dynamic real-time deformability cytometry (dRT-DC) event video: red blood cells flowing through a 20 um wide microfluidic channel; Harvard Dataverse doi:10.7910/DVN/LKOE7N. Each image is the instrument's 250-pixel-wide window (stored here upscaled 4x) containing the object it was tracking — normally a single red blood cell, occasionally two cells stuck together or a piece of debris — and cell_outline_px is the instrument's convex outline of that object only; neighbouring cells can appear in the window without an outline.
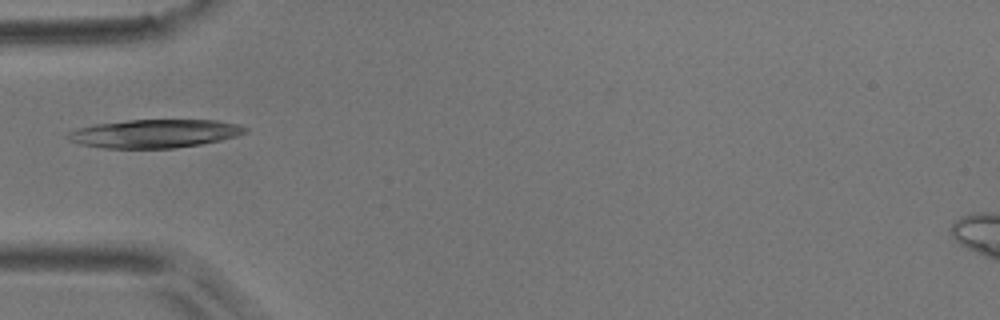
{"species": "common noctule bat (a hibernating species)", "species_latin": "Nyctalus noctula", "temperature_condition": "room temperature", "stored_images_in_passage": 6, "camera_frame_rate_fps": 3000, "um_per_image_px": 0.085, "animal": {"sex": "male", "body_mass_g": 17.9}, "frame": {"image": 1, "passage_image": 5, "time_ms": 4.667, "image_size_px": [1000, 320], "cell_outline_px": [[248, 132], [236, 136], [220, 140], [200, 144], [176, 148], [104, 148], [80, 144], [68, 140], [68, 132], [80, 128], [96, 124], [128, 120], [216, 120], [236, 124], [248, 128]], "centroid_in_image_um": [13.16, 11.35], "position_along_channel_um": 71.8, "area_um2": 29.13}}
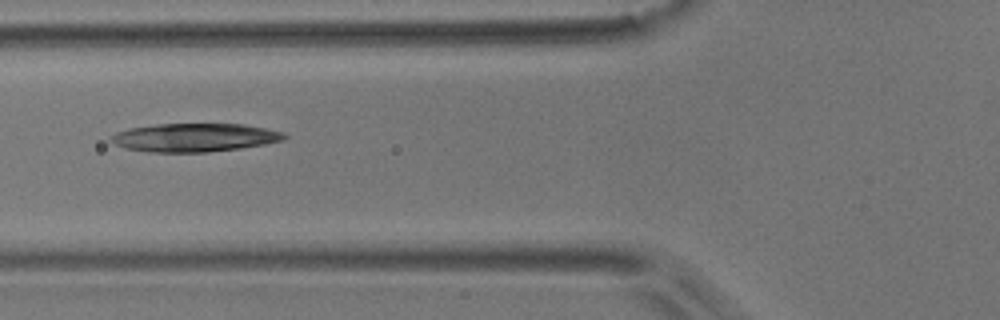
{"frame": {"image": 2, "passage_image": 6, "time_ms": 5.667, "image_size_px": [1000, 320], "cell_outline_px": [[288, 136], [284, 140], [264, 144], [240, 148], [208, 152], [148, 152], [128, 148], [116, 144], [108, 140], [116, 132], [128, 128], [156, 124], [244, 124], [284, 132]], "centroid_in_image_um": [16.55, 11.68], "position_along_channel_um": 109.3, "area_um2": 28.61}}